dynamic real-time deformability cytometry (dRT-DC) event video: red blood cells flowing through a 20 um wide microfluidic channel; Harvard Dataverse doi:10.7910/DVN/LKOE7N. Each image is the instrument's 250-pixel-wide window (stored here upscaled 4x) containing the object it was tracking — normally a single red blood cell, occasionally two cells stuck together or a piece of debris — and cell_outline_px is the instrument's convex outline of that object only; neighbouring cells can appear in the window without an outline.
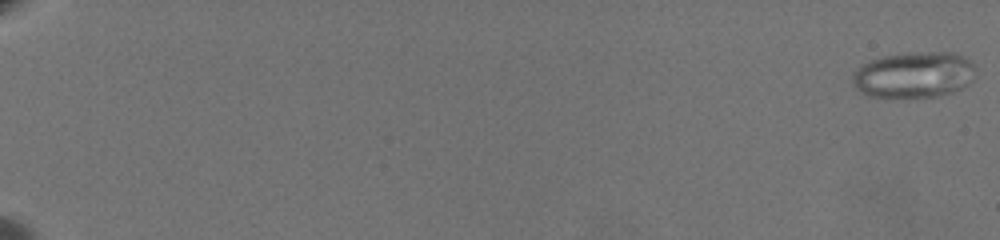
{"species": "common noctule bat (a hibernating species)", "species_latin": "Nyctalus noctula", "temperature_condition": "warm", "stored_images_in_passage": 67, "camera_frame_rate_fps": 3000, "um_per_image_px": 0.085, "animal": {"sex": "female", "body_mass_g": 19.5, "forearm_length_mm": 54.1}, "frame": {"image": 1, "passage_image": 1, "time_ms": 0.0, "image_size_px": [1000, 240], "cell_outline_px": [[976, 68], [972, 80], [968, 84], [952, 92], [936, 96], [864, 96], [852, 84], [852, 76], [860, 64], [868, 60], [884, 56], [928, 52], [952, 52], [964, 56]], "centroid_in_image_um": [77.66, 6.35], "position_along_channel_um": 7.3, "area_um2": 32.71}}
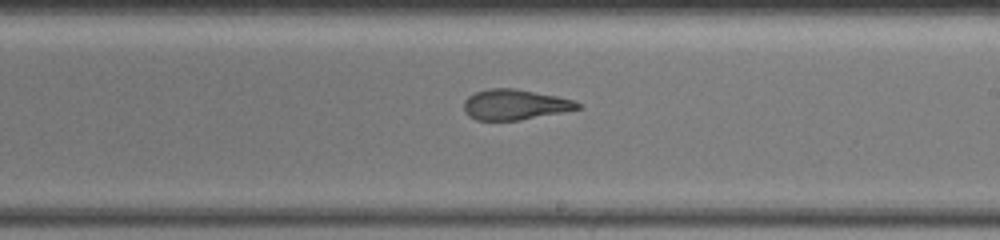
{"frame": {"image": 2, "passage_image": 44, "time_ms": 14.333, "image_size_px": [1000, 240], "cell_outline_px": [[584, 108], [564, 112], [520, 120], [476, 120], [468, 116], [464, 112], [464, 100], [468, 96], [476, 92], [488, 88], [516, 88], [576, 100]], "centroid_in_image_um": [43.78, 8.89], "position_along_channel_um": 245.2, "area_um2": 20.4}}
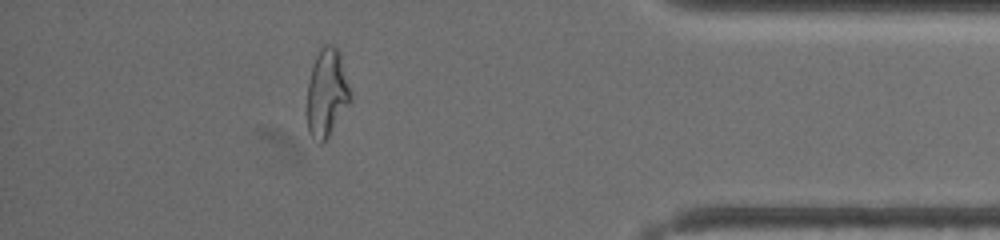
{"frame": {"image": 3, "passage_image": 61, "time_ms": 20.0, "image_size_px": [1000, 240], "cell_outline_px": [[352, 100], [328, 136], [320, 144], [308, 132], [308, 80], [316, 56], [320, 48], [324, 44], [332, 44], [340, 52], [352, 92]], "centroid_in_image_um": [27.81, 7.86], "position_along_channel_um": 407.4, "area_um2": 22.2}, "authors_computed_cell_mechanics": {"area_um2": 23.987, "velocity_mm_per_s": 3.3619, "shape_relaxation_time_tau1_ms": null, "shape_relaxation_time_tau2_ms": 1.9475, "deformation_change_tau1": null, "deformation_change_tau2": 0.1018}}